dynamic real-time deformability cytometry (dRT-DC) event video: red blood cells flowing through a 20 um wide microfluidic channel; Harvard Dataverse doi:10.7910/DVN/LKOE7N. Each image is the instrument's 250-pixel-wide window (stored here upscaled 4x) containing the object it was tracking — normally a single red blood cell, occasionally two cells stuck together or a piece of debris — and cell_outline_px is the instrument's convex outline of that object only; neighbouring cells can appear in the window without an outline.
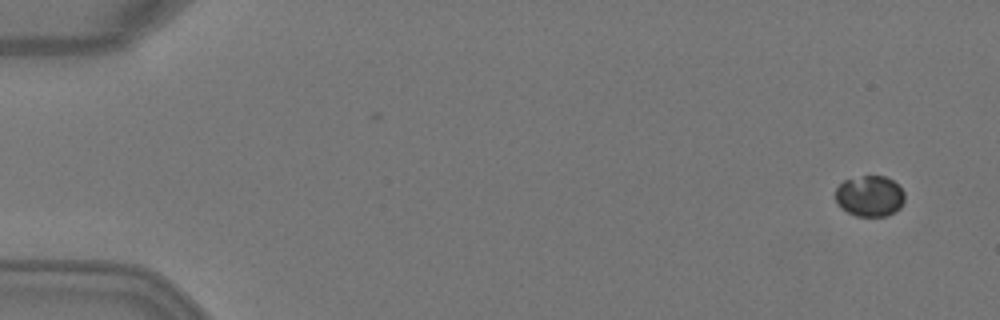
{"species": "Egyptian fruit bat (a non-hibernating species)", "species_latin": "Rousettus aegyptiacus", "temperature_condition": "warm", "stored_images_in_passage": 2, "camera_frame_rate_fps": 3000, "um_per_image_px": 0.085, "animal": {"sex": "female"}, "frame": {"image": 1, "passage_image": 2, "time_ms": 0.333, "image_size_px": [1000, 320], "cell_outline_px": [[904, 200], [900, 208], [888, 216], [856, 216], [840, 208], [836, 200], [836, 188], [844, 180], [864, 176], [884, 176], [892, 180], [904, 192]], "centroid_in_image_um": [73.92, 16.68], "position_along_channel_um": 11.1, "area_um2": 16.42}}